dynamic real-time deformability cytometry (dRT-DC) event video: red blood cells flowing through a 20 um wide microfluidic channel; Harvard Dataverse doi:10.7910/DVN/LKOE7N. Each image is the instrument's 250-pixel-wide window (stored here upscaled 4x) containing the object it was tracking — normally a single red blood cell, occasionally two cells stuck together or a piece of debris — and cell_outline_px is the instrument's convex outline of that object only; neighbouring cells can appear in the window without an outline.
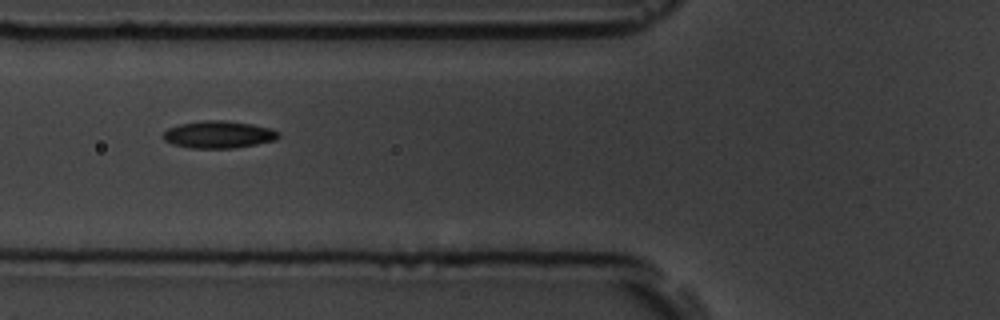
{"species": "common noctule bat (a hibernating species)", "species_latin": "Nyctalus noctula", "temperature_condition": "room temperature", "stored_images_in_passage": 9, "camera_frame_rate_fps": 3000, "um_per_image_px": 0.085, "animal": {"sex": "male", "body_mass_g": 19.5, "forearm_length_mm": 54.6}, "frame": {"image": 1, "passage_image": 7, "time_ms": 7.0, "image_size_px": [1000, 320], "cell_outline_px": [[280, 136], [276, 140], [256, 144], [232, 148], [188, 148], [172, 144], [164, 140], [164, 132], [168, 128], [180, 124], [204, 120], [224, 120], [252, 124], [272, 128], [280, 132]], "centroid_in_image_um": [18.61, 11.43], "position_along_channel_um": 107.2, "area_um2": 18.38}}
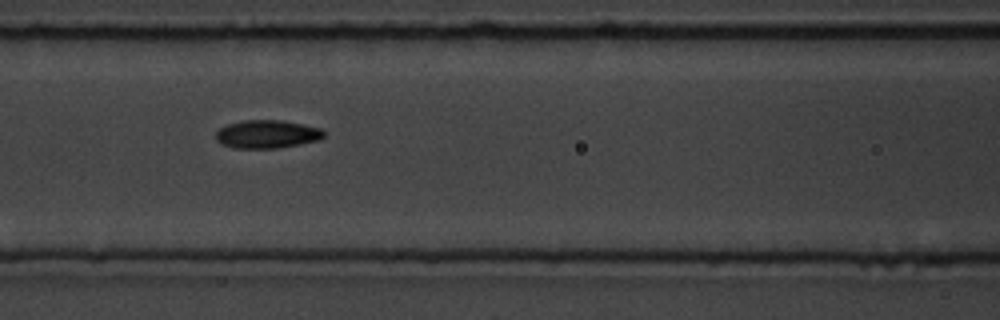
{"frame": {"image": 2, "passage_image": 8, "time_ms": 8.0, "image_size_px": [1000, 320], "cell_outline_px": [[324, 136], [320, 140], [276, 148], [232, 148], [220, 144], [216, 140], [216, 132], [220, 128], [228, 124], [240, 120], [280, 120], [320, 128], [324, 132]], "centroid_in_image_um": [22.65, 11.41], "position_along_channel_um": 144.0, "area_um2": 17.69}}
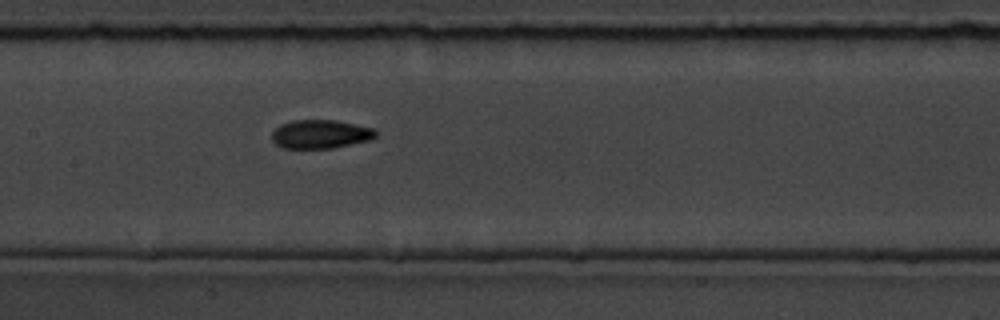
{"frame": {"image": 3, "passage_image": 9, "time_ms": 9.0, "image_size_px": [1000, 320], "cell_outline_px": [[376, 136], [368, 140], [332, 148], [284, 148], [276, 144], [272, 140], [272, 132], [280, 124], [292, 120], [336, 120], [376, 128]], "centroid_in_image_um": [27.23, 11.39], "position_along_channel_um": 180.2, "area_um2": 17.34}}